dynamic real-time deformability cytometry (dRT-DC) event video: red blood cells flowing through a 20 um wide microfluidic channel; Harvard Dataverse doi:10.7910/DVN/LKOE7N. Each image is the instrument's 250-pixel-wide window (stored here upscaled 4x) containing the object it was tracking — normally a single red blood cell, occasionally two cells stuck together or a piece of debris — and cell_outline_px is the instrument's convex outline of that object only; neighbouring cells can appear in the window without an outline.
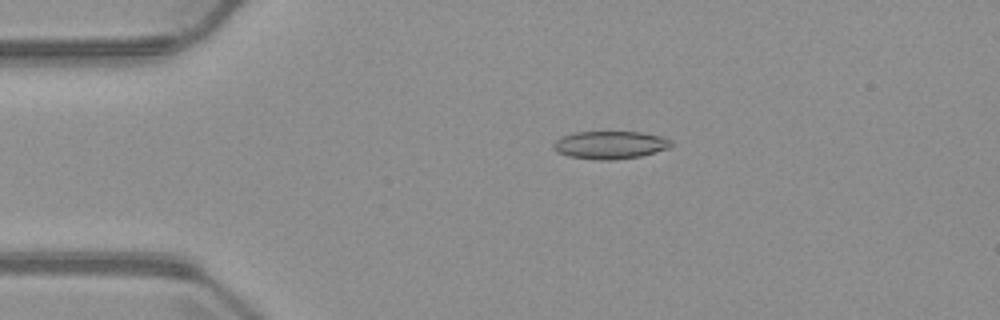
{"species": "common noctule bat (a hibernating species)", "species_latin": "Nyctalus noctula", "temperature_condition": "warm", "stored_images_in_passage": 4, "camera_frame_rate_fps": 3000, "um_per_image_px": 0.085, "animal": {"sex": "male", "body_mass_g": 23.1, "forearm_length_mm": 52.7}, "frame": {"image": 1, "passage_image": 3, "time_ms": 3.0, "image_size_px": [1000, 320], "cell_outline_px": [[672, 144], [668, 148], [640, 156], [612, 160], [596, 160], [568, 156], [556, 152], [552, 148], [552, 144], [560, 136], [576, 132], [640, 132], [664, 136], [672, 140]], "centroid_in_image_um": [51.83, 12.32], "position_along_channel_um": 33.2, "area_um2": 19.25}}
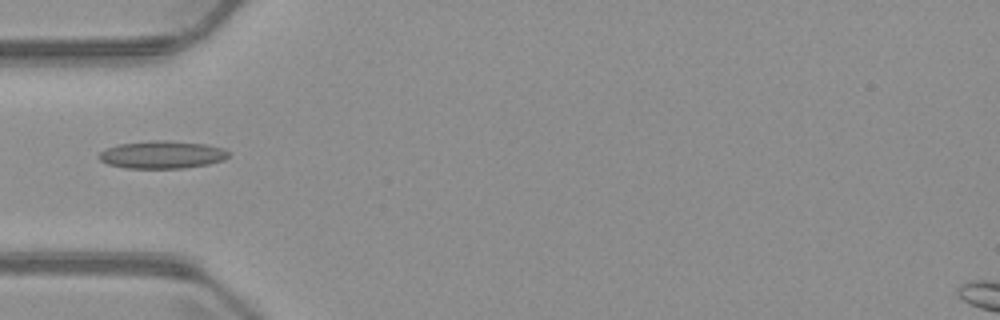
{"frame": {"image": 2, "passage_image": 4, "time_ms": 5.0, "image_size_px": [1000, 320], "cell_outline_px": [[232, 152], [224, 160], [208, 164], [184, 168], [124, 168], [108, 164], [100, 160], [96, 156], [104, 148], [120, 144], [152, 140], [168, 140], [208, 144], [224, 148]], "centroid_in_image_um": [13.79, 13.14], "position_along_channel_um": 71.2, "area_um2": 21.21}}